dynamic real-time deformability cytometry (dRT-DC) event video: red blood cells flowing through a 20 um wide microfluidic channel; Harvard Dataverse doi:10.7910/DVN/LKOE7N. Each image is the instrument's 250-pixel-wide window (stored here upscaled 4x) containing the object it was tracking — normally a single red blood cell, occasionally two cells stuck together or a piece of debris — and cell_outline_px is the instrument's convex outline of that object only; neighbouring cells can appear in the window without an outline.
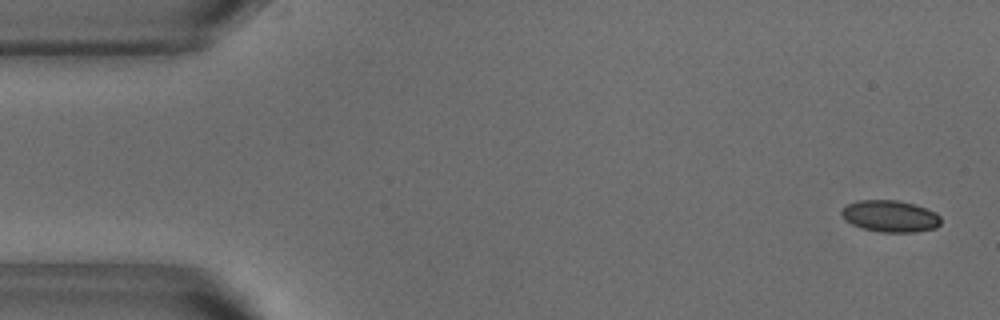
{"species": "common noctule bat (a hibernating species)", "species_latin": "Nyctalus noctula", "temperature_condition": "warm", "stored_images_in_passage": 16, "camera_frame_rate_fps": 3000, "um_per_image_px": 0.085, "animal": {"sex": "male", "body_mass_g": 18.8}, "frame": {"image": 1, "passage_image": 2, "time_ms": 0.333, "image_size_px": [1000, 320], "cell_outline_px": [[940, 224], [936, 228], [916, 232], [880, 232], [864, 228], [852, 224], [844, 220], [840, 212], [840, 208], [856, 200], [896, 200], [912, 204], [936, 212], [940, 216]], "centroid_in_image_um": [75.63, 18.37], "position_along_channel_um": 9.4, "area_um2": 18.38}}
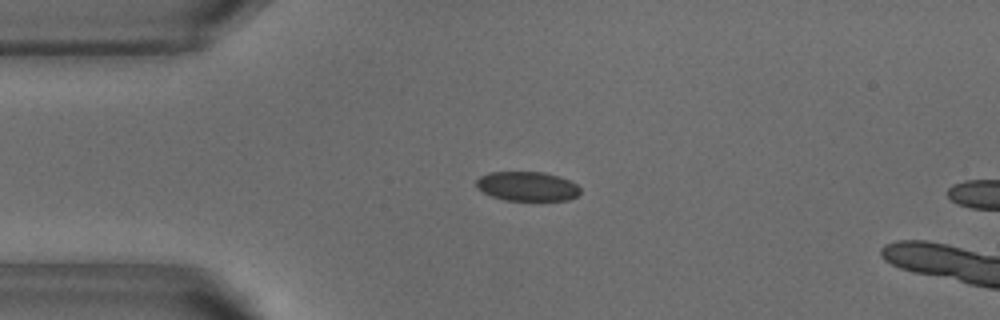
{"frame": {"image": 2, "passage_image": 12, "time_ms": 3.667, "image_size_px": [1000, 320], "cell_outline_px": [[580, 192], [576, 196], [568, 200], [504, 200], [492, 196], [476, 188], [476, 180], [480, 176], [488, 172], [544, 172], [568, 180], [576, 184], [580, 188]], "centroid_in_image_um": [44.78, 15.83], "position_along_channel_um": 40.2, "area_um2": 17.69}}